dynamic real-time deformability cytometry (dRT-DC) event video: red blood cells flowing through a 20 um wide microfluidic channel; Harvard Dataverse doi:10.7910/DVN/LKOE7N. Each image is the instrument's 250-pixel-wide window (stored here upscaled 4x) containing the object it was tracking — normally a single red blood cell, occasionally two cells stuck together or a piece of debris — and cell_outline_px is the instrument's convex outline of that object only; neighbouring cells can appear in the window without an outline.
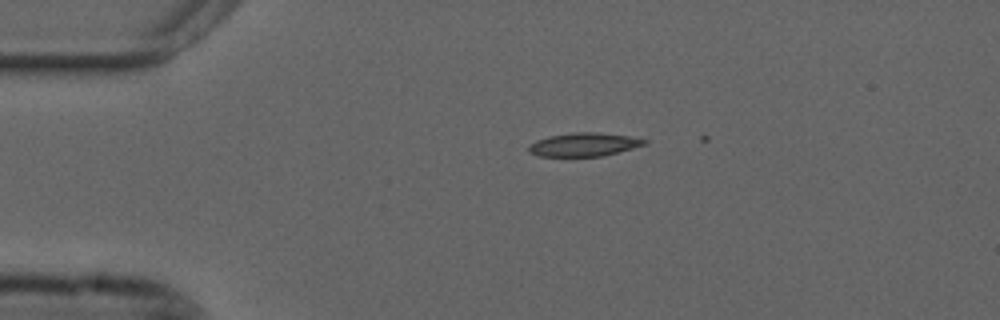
{"species": "common noctule bat (a hibernating species)", "species_latin": "Nyctalus noctula", "temperature_condition": "cold", "stored_images_in_passage": 2, "camera_frame_rate_fps": 3000, "um_per_image_px": 0.085, "animal": {"sex": "male", "forearm_length_mm": 52.5}, "frame": {"image": 1, "passage_image": 1, "time_ms": 0.0, "image_size_px": [1000, 320], "cell_outline_px": [[648, 144], [604, 156], [536, 156], [528, 152], [528, 148], [536, 140], [548, 136], [572, 132], [596, 132], [628, 136], [648, 140]], "centroid_in_image_um": [49.64, 12.29], "position_along_channel_um": 35.4, "area_um2": 15.9}}